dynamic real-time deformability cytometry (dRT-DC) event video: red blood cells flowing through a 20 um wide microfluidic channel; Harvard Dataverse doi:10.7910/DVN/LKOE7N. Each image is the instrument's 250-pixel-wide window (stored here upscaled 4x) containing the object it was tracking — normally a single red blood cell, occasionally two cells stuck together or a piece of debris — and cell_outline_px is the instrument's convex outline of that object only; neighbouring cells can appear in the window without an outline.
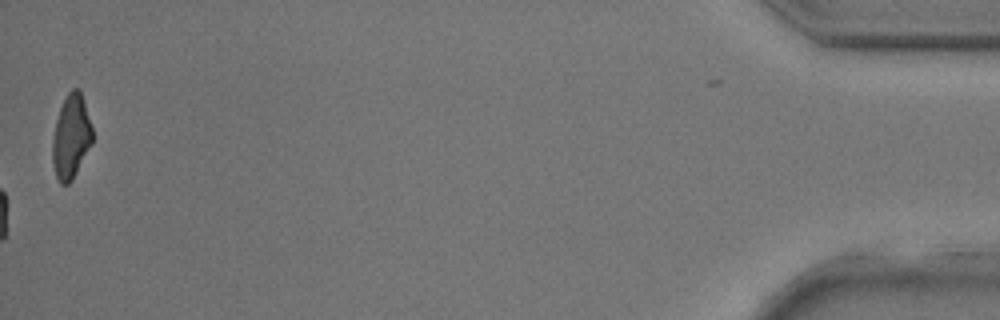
{"species": "common noctule bat (a hibernating species)", "species_latin": "Nyctalus noctula", "temperature_condition": "room temperature", "stored_images_in_passage": 42, "camera_frame_rate_fps": 3000, "um_per_image_px": 0.085, "animal": {"sex": "male", "body_mass_g": 17.9, "forearm_length_mm": 54.2}, "frame": {"image": 1, "passage_image": 42, "time_ms": 13.667, "image_size_px": [1000, 320], "cell_outline_px": [[92, 144], [72, 180], [68, 184], [60, 184], [56, 176], [52, 160], [52, 140], [56, 120], [60, 108], [68, 92], [72, 88], [76, 88], [80, 92], [92, 128]], "centroid_in_image_um": [6.03, 11.66], "position_along_channel_um": 429.2, "area_um2": 19.25}}